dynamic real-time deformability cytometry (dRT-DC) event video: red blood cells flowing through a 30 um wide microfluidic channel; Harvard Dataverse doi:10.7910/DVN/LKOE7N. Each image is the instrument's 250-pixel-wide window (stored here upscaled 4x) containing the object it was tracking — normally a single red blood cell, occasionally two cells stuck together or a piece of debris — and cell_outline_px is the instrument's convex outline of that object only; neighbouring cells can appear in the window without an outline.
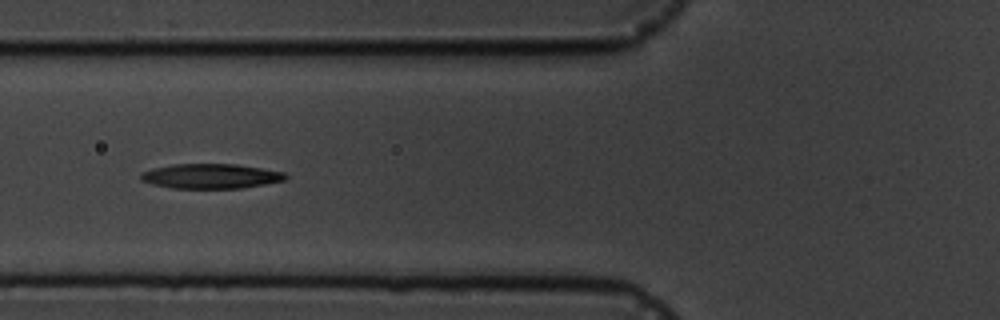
{"species": "common noctule bat (a hibernating species)", "species_latin": "Nyctalus noctula", "temperature_condition": "cold", "stored_images_in_passage": 10, "camera_frame_rate_fps": 3000, "um_per_image_px": 0.085, "animal": {"sex": "male", "body_mass_g": 19.5, "forearm_length_mm": 54.6}, "frame": {"image": 1, "passage_image": 5, "time_ms": 5.667, "image_size_px": [1000, 320], "cell_outline_px": [[288, 176], [284, 180], [264, 184], [240, 188], [172, 188], [152, 184], [140, 180], [140, 172], [152, 168], [172, 164], [236, 164], [284, 172]], "centroid_in_image_um": [17.86, 14.97], "position_along_channel_um": 107.9, "area_um2": 20.87}}
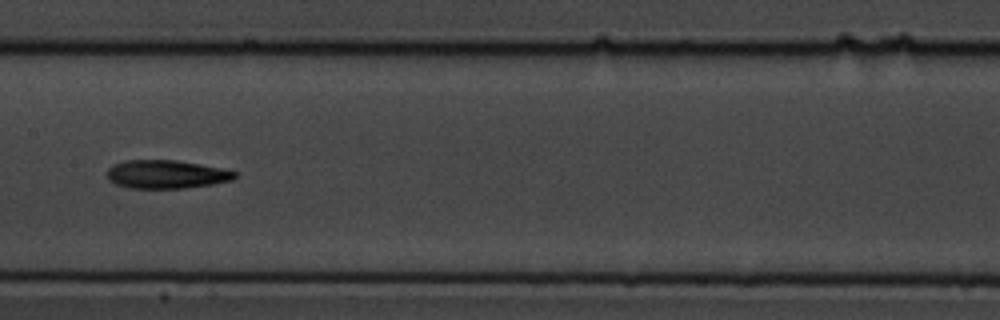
{"frame": {"image": 2, "passage_image": 7, "time_ms": 8.0, "image_size_px": [1000, 320], "cell_outline_px": [[236, 176], [232, 180], [212, 184], [184, 188], [128, 188], [116, 184], [108, 180], [108, 168], [112, 164], [124, 160], [176, 160], [200, 164], [220, 168], [236, 172]], "centroid_in_image_um": [14.09, 14.81], "position_along_channel_um": 193.3, "area_um2": 21.1}}
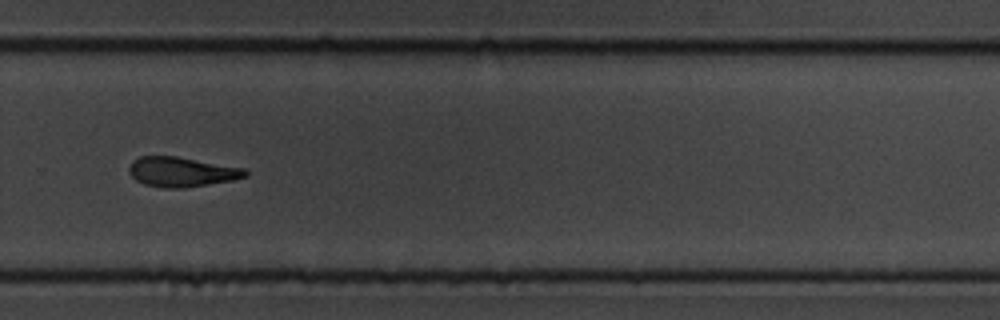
{"frame": {"image": 3, "passage_image": 10, "time_ms": 11.333, "image_size_px": [1000, 320], "cell_outline_px": [[248, 176], [232, 180], [184, 188], [164, 188], [144, 184], [136, 180], [128, 172], [128, 168], [132, 160], [140, 156], [176, 156], [244, 168], [248, 172]], "centroid_in_image_um": [15.41, 14.61], "position_along_channel_um": 314.4, "area_um2": 20.17}}